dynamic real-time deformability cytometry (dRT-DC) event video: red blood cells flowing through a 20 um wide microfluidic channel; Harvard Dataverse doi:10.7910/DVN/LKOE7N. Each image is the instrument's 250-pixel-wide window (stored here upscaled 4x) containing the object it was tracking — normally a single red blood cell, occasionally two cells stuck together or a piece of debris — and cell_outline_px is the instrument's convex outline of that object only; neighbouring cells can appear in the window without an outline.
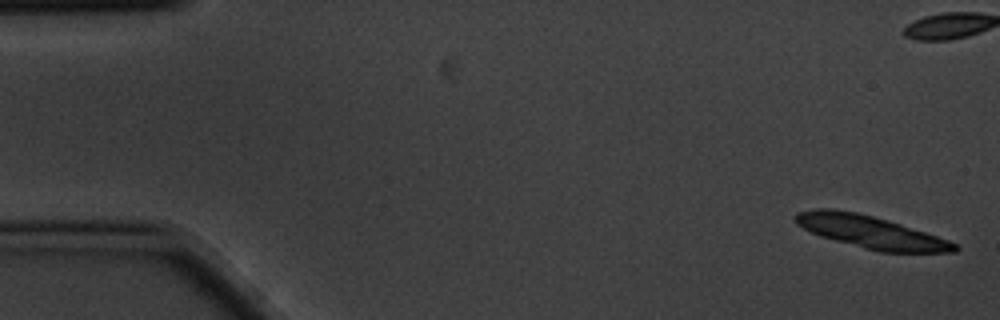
{"species": "common noctule bat (a hibernating species)", "species_latin": "Nyctalus noctula", "temperature_condition": "cold", "stored_images_in_passage": 16, "segment_of_instrument_passage": [1, 2], "camera_frame_rate_fps": 3000, "um_per_image_px": 0.085, "animal": {"sex": "male", "body_mass_g": 20.1, "forearm_length_mm": 53.5}, "frame": {"image": 1, "passage_image": 1, "time_ms": 0.0, "image_size_px": [1000, 320], "cell_outline_px": [[960, 248], [956, 252], [880, 252], [864, 248], [820, 236], [796, 224], [792, 216], [796, 212], [812, 208], [832, 208], [856, 212], [888, 220], [948, 240], [956, 244]], "centroid_in_image_um": [73.95, 19.7], "position_along_channel_um": 11.1, "area_um2": 30.0}}